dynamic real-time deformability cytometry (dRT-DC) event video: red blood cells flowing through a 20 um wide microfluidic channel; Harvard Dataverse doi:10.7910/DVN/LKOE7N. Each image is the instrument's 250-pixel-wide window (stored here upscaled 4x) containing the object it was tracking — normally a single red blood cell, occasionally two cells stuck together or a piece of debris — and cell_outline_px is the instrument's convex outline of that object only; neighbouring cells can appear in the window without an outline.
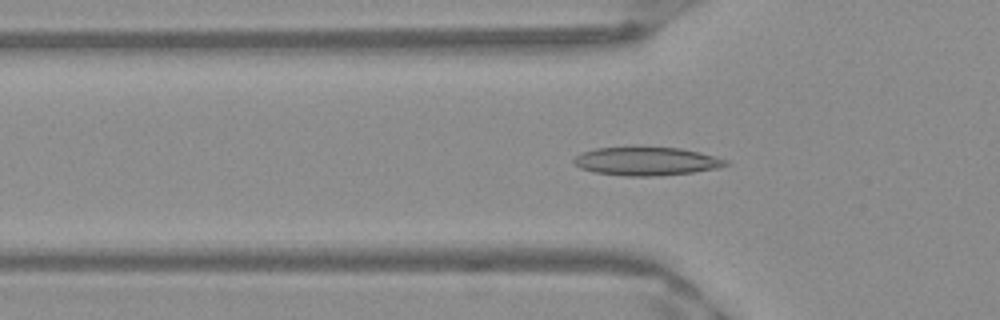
{"species": "Egyptian fruit bat (a non-hibernating species)", "species_latin": "Rousettus aegyptiacus", "temperature_condition": "warm", "stored_images_in_passage": 51, "camera_frame_rate_fps": 3000, "um_per_image_px": 0.085, "frame": {"image": 1, "passage_image": 16, "time_ms": 5.0, "image_size_px": [1000, 320], "cell_outline_px": [[732, 164], [720, 168], [692, 172], [656, 176], [628, 176], [596, 172], [580, 168], [572, 160], [576, 156], [584, 152], [596, 148], [680, 148], [700, 152], [716, 156], [728, 160]], "centroid_in_image_um": [55.03, 13.72], "position_along_channel_um": 70.8, "area_um2": 24.85}}
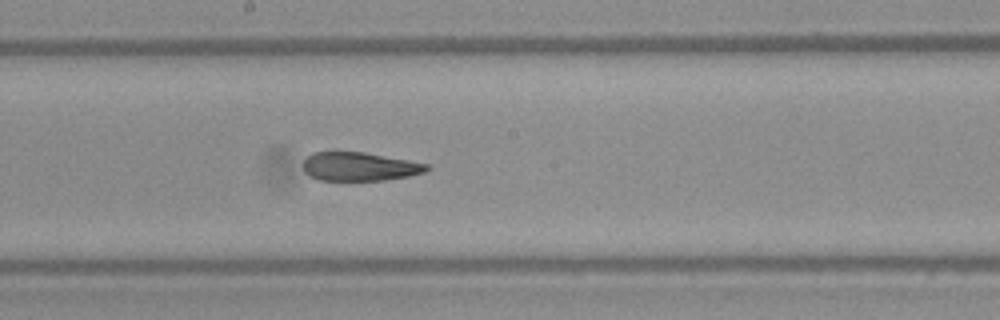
{"frame": {"image": 2, "passage_image": 27, "time_ms": 8.667, "image_size_px": [1000, 320], "cell_outline_px": [[432, 168], [424, 172], [408, 176], [384, 180], [320, 180], [308, 176], [304, 172], [304, 160], [312, 152], [364, 152], [408, 160], [428, 164]], "centroid_in_image_um": [30.55, 14.16], "position_along_channel_um": 217.6, "area_um2": 20.58}}
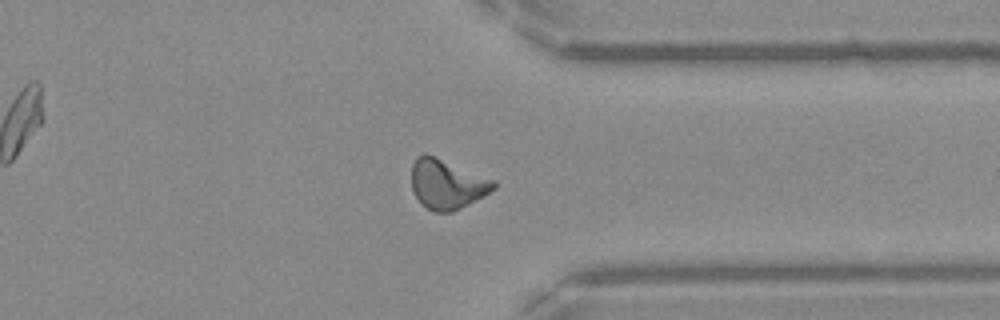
{"frame": {"image": 3, "passage_image": 39, "time_ms": 12.667, "image_size_px": [1000, 320], "cell_outline_px": [[496, 188], [468, 204], [452, 212], [432, 212], [412, 192], [412, 164], [416, 156], [424, 152], [496, 180]], "centroid_in_image_um": [37.98, 15.63], "position_along_channel_um": 373.4, "area_um2": 23.64}, "authors_computed_cell_mechanics": {"area_um2": 22.8888, "velocity_mm_per_s": 3.9706, "shape_relaxation_time_tau1_ms": null, "shape_relaxation_time_tau2_ms": 2.09, "deformation_change_tau1": null, "deformation_change_tau2": 0.0885}}